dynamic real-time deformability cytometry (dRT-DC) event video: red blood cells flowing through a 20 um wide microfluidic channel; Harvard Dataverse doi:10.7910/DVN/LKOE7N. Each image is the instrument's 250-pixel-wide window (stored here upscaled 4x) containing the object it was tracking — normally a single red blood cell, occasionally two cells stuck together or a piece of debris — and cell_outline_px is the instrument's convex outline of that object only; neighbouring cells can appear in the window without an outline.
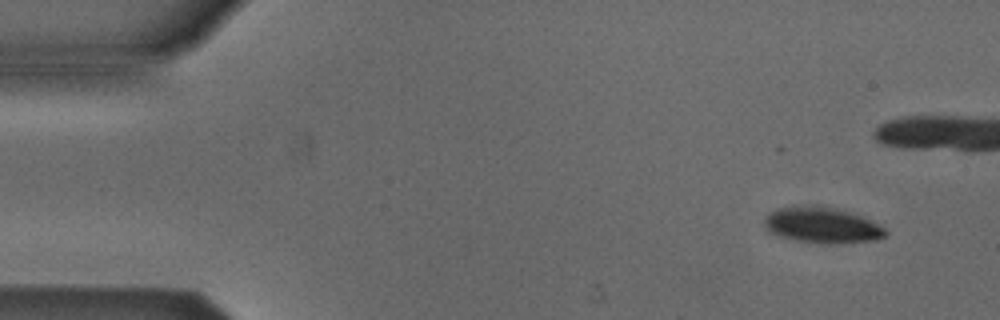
{"species": "Egyptian fruit bat (a non-hibernating species)", "species_latin": "Rousettus aegyptiacus", "temperature_condition": "cold", "stored_images_in_passage": 5, "camera_frame_rate_fps": 3000, "um_per_image_px": 0.085, "animal": {"sex": "male"}, "frame": {"image": 1, "passage_image": 1, "time_ms": 0.0, "image_size_px": [1000, 320], "cell_outline_px": [[888, 232], [884, 236], [876, 240], [840, 244], [820, 244], [796, 240], [776, 236], [764, 232], [764, 220], [768, 212], [776, 208], [792, 204], [820, 204], [852, 212], [884, 228]], "centroid_in_image_um": [69.76, 19.12], "position_along_channel_um": 15.2, "area_um2": 26.3}}